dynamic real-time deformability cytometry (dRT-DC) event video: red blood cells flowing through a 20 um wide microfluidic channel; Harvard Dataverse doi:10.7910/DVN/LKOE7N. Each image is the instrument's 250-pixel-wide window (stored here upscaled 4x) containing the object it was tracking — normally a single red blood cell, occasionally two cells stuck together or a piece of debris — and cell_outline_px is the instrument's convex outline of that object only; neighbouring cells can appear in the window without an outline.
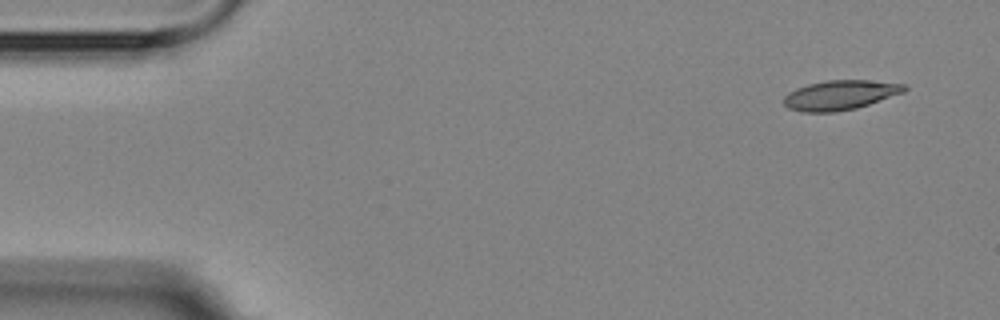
{"species": "Egyptian fruit bat (a non-hibernating species)", "species_latin": "Rousettus aegyptiacus", "temperature_condition": "room temperature", "stored_images_in_passage": 7, "segment_of_instrument_passage": [2, 2], "camera_frame_rate_fps": 3000, "um_per_image_px": 0.085, "animal": {"sex": "female"}, "frame": {"image": 1, "passage_image": 7, "time_ms": 7.0, "image_size_px": [1000, 320], "cell_outline_px": [[908, 88], [904, 92], [856, 108], [836, 112], [804, 112], [788, 108], [784, 104], [784, 96], [788, 92], [796, 88], [808, 84], [824, 80], [868, 80], [908, 84]], "centroid_in_image_um": [71.41, 8.07], "position_along_channel_um": 13.6, "area_um2": 20.87}}